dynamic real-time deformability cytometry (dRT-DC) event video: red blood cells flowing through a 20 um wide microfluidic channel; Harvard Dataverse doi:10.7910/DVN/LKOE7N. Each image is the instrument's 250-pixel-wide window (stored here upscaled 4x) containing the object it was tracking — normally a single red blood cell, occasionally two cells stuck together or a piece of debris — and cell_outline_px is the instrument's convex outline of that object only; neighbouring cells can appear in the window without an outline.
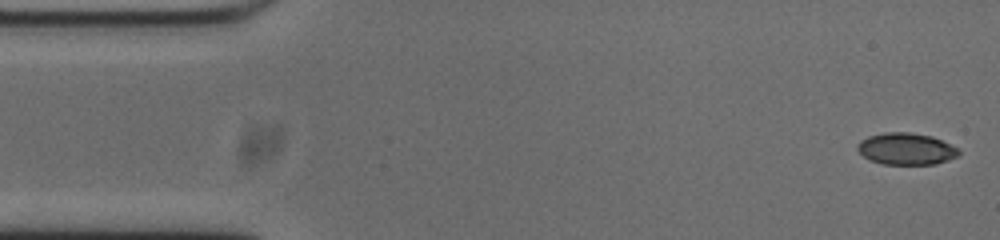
{"species": "common noctule bat (a hibernating species)", "species_latin": "Nyctalus noctula", "temperature_condition": "cold", "stored_images_in_passage": 53, "camera_frame_rate_fps": 3000, "um_per_image_px": 0.085, "animal": {"sex": "male", "body_mass_g": 20.0, "forearm_length_mm": 53.3}, "frame": {"image": 1, "passage_image": 1, "time_ms": 0.0, "image_size_px": [1000, 240], "cell_outline_px": [[960, 156], [936, 164], [880, 164], [868, 160], [856, 148], [856, 144], [860, 140], [868, 136], [884, 132], [908, 132], [932, 136], [956, 148], [960, 152]], "centroid_in_image_um": [76.98, 12.66], "position_along_channel_um": 8.0, "area_um2": 18.84}}
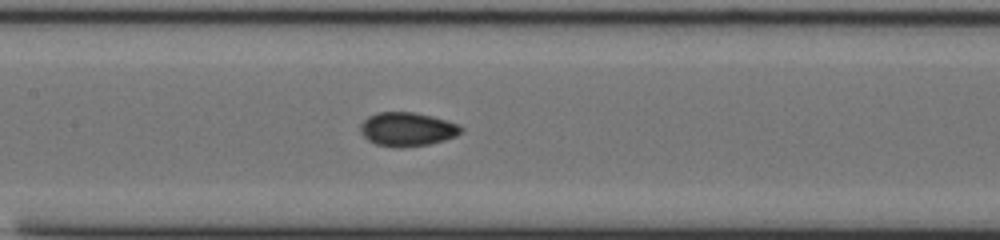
{"frame": {"image": 2, "passage_image": 23, "time_ms": 7.333, "image_size_px": [1000, 240], "cell_outline_px": [[464, 132], [456, 136], [444, 140], [428, 144], [396, 148], [376, 144], [368, 140], [360, 132], [360, 124], [368, 116], [376, 112], [412, 112], [432, 116], [460, 124], [464, 128]], "centroid_in_image_um": [34.63, 10.98], "position_along_channel_um": 172.8, "area_um2": 20.0}}
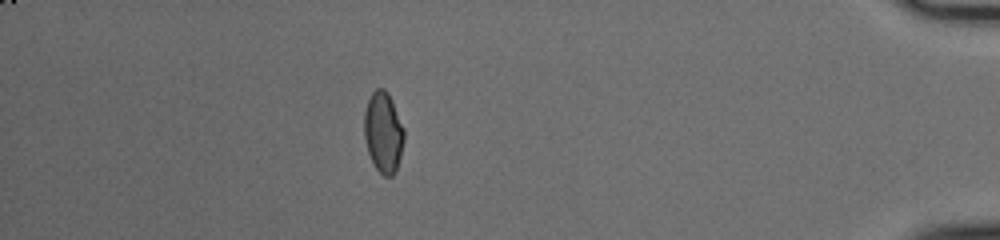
{"frame": {"image": 3, "passage_image": 46, "time_ms": 15.0, "image_size_px": [1000, 240], "cell_outline_px": [[404, 140], [396, 172], [392, 176], [384, 176], [376, 168], [368, 152], [364, 136], [364, 112], [368, 100], [372, 92], [376, 88], [384, 88], [388, 92], [392, 100], [404, 128]], "centroid_in_image_um": [32.58, 11.23], "position_along_channel_um": 402.6, "area_um2": 18.79}, "authors_computed_cell_mechanics": {"area_um2": 18.8428, "velocity_mm_per_s": 3.7422, "shape_relaxation_time_tau1_ms": null, "shape_relaxation_time_tau2_ms": 2.1322, "deformation_change_tau1": null, "deformation_change_tau2": 0.0573}}